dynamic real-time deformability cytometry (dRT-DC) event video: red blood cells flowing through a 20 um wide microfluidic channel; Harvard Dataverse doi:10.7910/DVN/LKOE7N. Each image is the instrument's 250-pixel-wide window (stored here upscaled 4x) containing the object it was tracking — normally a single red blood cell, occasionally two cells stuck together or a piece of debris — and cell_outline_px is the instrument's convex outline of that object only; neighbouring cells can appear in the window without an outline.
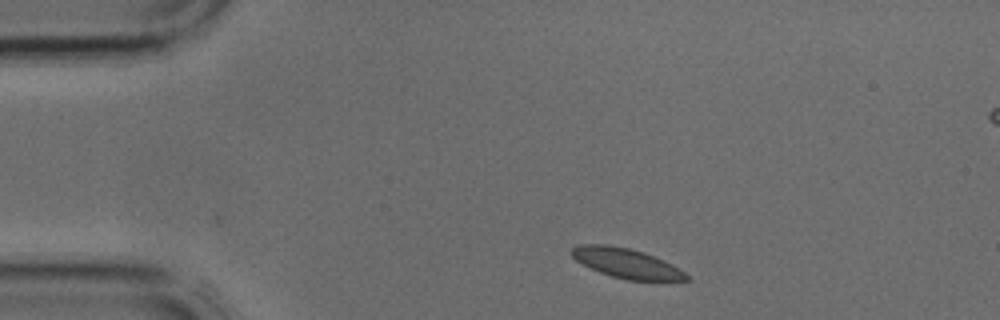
{"species": "common noctule bat (a hibernating species)", "species_latin": "Nyctalus noctula", "temperature_condition": "cold", "stored_images_in_passage": 2, "camera_frame_rate_fps": 3000, "um_per_image_px": 0.085, "animal": {"sex": "male", "body_mass_g": 17.9, "forearm_length_mm": 54.2}, "frame": {"image": 1, "passage_image": 2, "time_ms": 0.333, "image_size_px": [1000, 320], "cell_outline_px": [[692, 280], [628, 280], [612, 276], [600, 272], [576, 260], [572, 256], [572, 248], [580, 244], [608, 244], [628, 248], [644, 252], [672, 264], [684, 272]], "centroid_in_image_um": [53.25, 22.36], "position_along_channel_um": 31.8, "area_um2": 19.54}}